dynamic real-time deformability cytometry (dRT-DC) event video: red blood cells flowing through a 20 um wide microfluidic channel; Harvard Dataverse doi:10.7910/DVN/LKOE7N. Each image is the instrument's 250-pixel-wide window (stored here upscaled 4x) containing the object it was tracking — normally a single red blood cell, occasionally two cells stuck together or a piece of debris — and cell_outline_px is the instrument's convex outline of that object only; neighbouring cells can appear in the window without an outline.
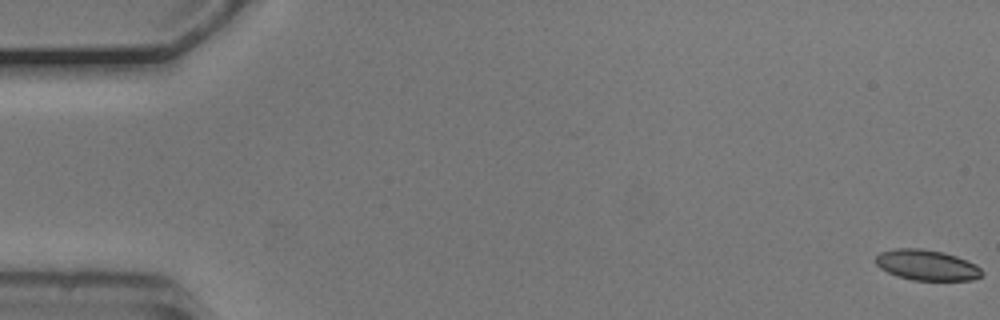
{"species": "common noctule bat (a hibernating species)", "species_latin": "Nyctalus noctula", "temperature_condition": "cold", "stored_images_in_passage": 55, "camera_frame_rate_fps": 3000, "um_per_image_px": 0.085, "animal": {"sex": "male", "body_mass_g": 20.5, "forearm_length_mm": 52.5}, "frame": {"image": 1, "passage_image": 1, "time_ms": 0.0, "image_size_px": [1000, 320], "cell_outline_px": [[984, 272], [980, 276], [972, 280], [912, 280], [896, 276], [880, 268], [876, 264], [876, 256], [880, 252], [896, 248], [920, 248], [944, 252], [956, 256], [976, 264]], "centroid_in_image_um": [78.77, 22.53], "position_along_channel_um": 6.2, "area_um2": 18.96}}
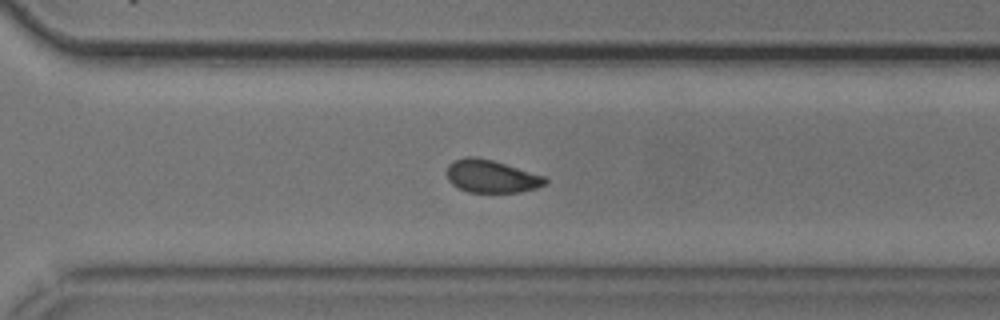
{"frame": {"image": 2, "passage_image": 39, "time_ms": 12.667, "image_size_px": [1000, 320], "cell_outline_px": [[548, 184], [536, 188], [520, 192], [468, 192], [452, 184], [448, 180], [448, 164], [464, 156], [476, 156], [492, 160], [544, 176], [548, 180]], "centroid_in_image_um": [41.78, 14.99], "position_along_channel_um": 328.8, "area_um2": 18.67}}
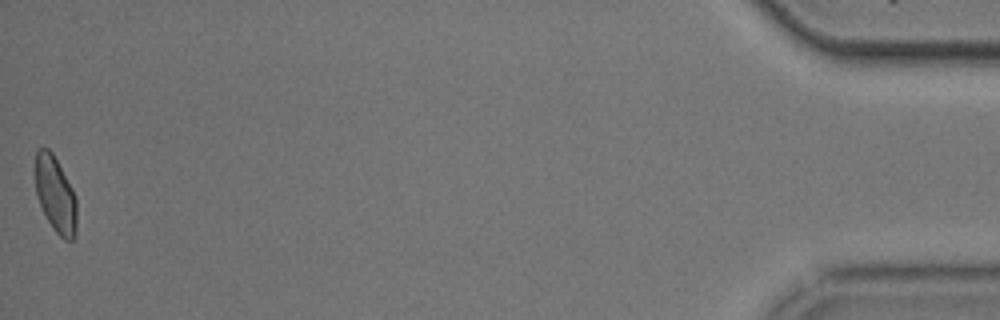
{"frame": {"image": 3, "passage_image": 55, "time_ms": 18.0, "image_size_px": [1000, 320], "cell_outline_px": [[76, 232], [72, 240], [64, 240], [56, 232], [48, 220], [36, 196], [36, 148], [48, 148], [52, 152], [72, 188], [76, 196]], "centroid_in_image_um": [4.72, 16.53], "position_along_channel_um": 430.5, "area_um2": 18.15}, "authors_computed_cell_mechanics": {"area_um2": 19.2474, "velocity_mm_per_s": 3.7171, "shape_relaxation_time_tau1_ms": null, "shape_relaxation_time_tau2_ms": 1.6863, "deformation_change_tau1": null, "deformation_change_tau2": 0.0522}}